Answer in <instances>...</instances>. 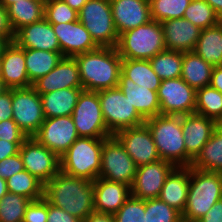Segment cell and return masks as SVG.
<instances>
[{"label": "cell", "instance_id": "1", "mask_svg": "<svg viewBox=\"0 0 222 222\" xmlns=\"http://www.w3.org/2000/svg\"><path fill=\"white\" fill-rule=\"evenodd\" d=\"M44 198L82 221L94 212L93 182L62 171L44 185Z\"/></svg>", "mask_w": 222, "mask_h": 222}, {"label": "cell", "instance_id": "2", "mask_svg": "<svg viewBox=\"0 0 222 222\" xmlns=\"http://www.w3.org/2000/svg\"><path fill=\"white\" fill-rule=\"evenodd\" d=\"M74 58L83 90L98 92L118 87L122 58L116 47H98Z\"/></svg>", "mask_w": 222, "mask_h": 222}, {"label": "cell", "instance_id": "3", "mask_svg": "<svg viewBox=\"0 0 222 222\" xmlns=\"http://www.w3.org/2000/svg\"><path fill=\"white\" fill-rule=\"evenodd\" d=\"M222 198V173L190 166V184L182 218L197 222Z\"/></svg>", "mask_w": 222, "mask_h": 222}, {"label": "cell", "instance_id": "4", "mask_svg": "<svg viewBox=\"0 0 222 222\" xmlns=\"http://www.w3.org/2000/svg\"><path fill=\"white\" fill-rule=\"evenodd\" d=\"M160 159L175 167H186V148L182 132V116L157 115L145 120Z\"/></svg>", "mask_w": 222, "mask_h": 222}, {"label": "cell", "instance_id": "5", "mask_svg": "<svg viewBox=\"0 0 222 222\" xmlns=\"http://www.w3.org/2000/svg\"><path fill=\"white\" fill-rule=\"evenodd\" d=\"M104 139L79 137L60 156V171L92 182L96 180L101 169V151Z\"/></svg>", "mask_w": 222, "mask_h": 222}, {"label": "cell", "instance_id": "6", "mask_svg": "<svg viewBox=\"0 0 222 222\" xmlns=\"http://www.w3.org/2000/svg\"><path fill=\"white\" fill-rule=\"evenodd\" d=\"M116 48L122 59L150 60L166 50L161 23L151 20L121 33Z\"/></svg>", "mask_w": 222, "mask_h": 222}, {"label": "cell", "instance_id": "7", "mask_svg": "<svg viewBox=\"0 0 222 222\" xmlns=\"http://www.w3.org/2000/svg\"><path fill=\"white\" fill-rule=\"evenodd\" d=\"M78 20L98 47H116L119 34L114 25L110 0H88L78 11Z\"/></svg>", "mask_w": 222, "mask_h": 222}, {"label": "cell", "instance_id": "8", "mask_svg": "<svg viewBox=\"0 0 222 222\" xmlns=\"http://www.w3.org/2000/svg\"><path fill=\"white\" fill-rule=\"evenodd\" d=\"M103 119L114 135L125 128L140 126L145 119L137 112L119 87L98 91Z\"/></svg>", "mask_w": 222, "mask_h": 222}, {"label": "cell", "instance_id": "9", "mask_svg": "<svg viewBox=\"0 0 222 222\" xmlns=\"http://www.w3.org/2000/svg\"><path fill=\"white\" fill-rule=\"evenodd\" d=\"M136 169L135 162L114 135L103 140L100 178L124 183L131 187Z\"/></svg>", "mask_w": 222, "mask_h": 222}, {"label": "cell", "instance_id": "10", "mask_svg": "<svg viewBox=\"0 0 222 222\" xmlns=\"http://www.w3.org/2000/svg\"><path fill=\"white\" fill-rule=\"evenodd\" d=\"M71 117L79 137L108 138L113 135L103 119L97 92L82 90Z\"/></svg>", "mask_w": 222, "mask_h": 222}, {"label": "cell", "instance_id": "11", "mask_svg": "<svg viewBox=\"0 0 222 222\" xmlns=\"http://www.w3.org/2000/svg\"><path fill=\"white\" fill-rule=\"evenodd\" d=\"M13 121L27 135L33 137L45 120L40 94L33 86L12 88Z\"/></svg>", "mask_w": 222, "mask_h": 222}, {"label": "cell", "instance_id": "12", "mask_svg": "<svg viewBox=\"0 0 222 222\" xmlns=\"http://www.w3.org/2000/svg\"><path fill=\"white\" fill-rule=\"evenodd\" d=\"M157 94L161 115L183 116L195 113L196 89L181 77L162 80Z\"/></svg>", "mask_w": 222, "mask_h": 222}, {"label": "cell", "instance_id": "13", "mask_svg": "<svg viewBox=\"0 0 222 222\" xmlns=\"http://www.w3.org/2000/svg\"><path fill=\"white\" fill-rule=\"evenodd\" d=\"M24 170L35 176L44 185L60 171V157L40 144L34 137H28L20 146Z\"/></svg>", "mask_w": 222, "mask_h": 222}, {"label": "cell", "instance_id": "14", "mask_svg": "<svg viewBox=\"0 0 222 222\" xmlns=\"http://www.w3.org/2000/svg\"><path fill=\"white\" fill-rule=\"evenodd\" d=\"M33 137L59 157L79 138L71 116L45 118Z\"/></svg>", "mask_w": 222, "mask_h": 222}, {"label": "cell", "instance_id": "15", "mask_svg": "<svg viewBox=\"0 0 222 222\" xmlns=\"http://www.w3.org/2000/svg\"><path fill=\"white\" fill-rule=\"evenodd\" d=\"M114 136L123 145L137 167L160 160L152 134L145 123L120 130Z\"/></svg>", "mask_w": 222, "mask_h": 222}, {"label": "cell", "instance_id": "16", "mask_svg": "<svg viewBox=\"0 0 222 222\" xmlns=\"http://www.w3.org/2000/svg\"><path fill=\"white\" fill-rule=\"evenodd\" d=\"M175 166L165 160H158L137 167L130 187L133 197L148 200L158 198L167 176Z\"/></svg>", "mask_w": 222, "mask_h": 222}, {"label": "cell", "instance_id": "17", "mask_svg": "<svg viewBox=\"0 0 222 222\" xmlns=\"http://www.w3.org/2000/svg\"><path fill=\"white\" fill-rule=\"evenodd\" d=\"M218 123L211 118L192 113L182 116V132L186 148V167H190L193 160L201 152L202 147L210 139Z\"/></svg>", "mask_w": 222, "mask_h": 222}, {"label": "cell", "instance_id": "18", "mask_svg": "<svg viewBox=\"0 0 222 222\" xmlns=\"http://www.w3.org/2000/svg\"><path fill=\"white\" fill-rule=\"evenodd\" d=\"M52 27L64 57H74L98 48L90 33L79 20L52 24Z\"/></svg>", "mask_w": 222, "mask_h": 222}, {"label": "cell", "instance_id": "19", "mask_svg": "<svg viewBox=\"0 0 222 222\" xmlns=\"http://www.w3.org/2000/svg\"><path fill=\"white\" fill-rule=\"evenodd\" d=\"M33 87L40 95L64 88H82L75 58L63 57L47 75L35 81Z\"/></svg>", "mask_w": 222, "mask_h": 222}, {"label": "cell", "instance_id": "20", "mask_svg": "<svg viewBox=\"0 0 222 222\" xmlns=\"http://www.w3.org/2000/svg\"><path fill=\"white\" fill-rule=\"evenodd\" d=\"M110 4L119 35L152 20L149 0H110Z\"/></svg>", "mask_w": 222, "mask_h": 222}, {"label": "cell", "instance_id": "21", "mask_svg": "<svg viewBox=\"0 0 222 222\" xmlns=\"http://www.w3.org/2000/svg\"><path fill=\"white\" fill-rule=\"evenodd\" d=\"M1 61V80L8 89L33 86L26 71L25 48L9 42L3 49Z\"/></svg>", "mask_w": 222, "mask_h": 222}, {"label": "cell", "instance_id": "22", "mask_svg": "<svg viewBox=\"0 0 222 222\" xmlns=\"http://www.w3.org/2000/svg\"><path fill=\"white\" fill-rule=\"evenodd\" d=\"M13 41L21 48L61 53L52 24L45 18L19 29Z\"/></svg>", "mask_w": 222, "mask_h": 222}, {"label": "cell", "instance_id": "23", "mask_svg": "<svg viewBox=\"0 0 222 222\" xmlns=\"http://www.w3.org/2000/svg\"><path fill=\"white\" fill-rule=\"evenodd\" d=\"M166 50L191 52L196 47L201 29L184 18L161 22Z\"/></svg>", "mask_w": 222, "mask_h": 222}, {"label": "cell", "instance_id": "24", "mask_svg": "<svg viewBox=\"0 0 222 222\" xmlns=\"http://www.w3.org/2000/svg\"><path fill=\"white\" fill-rule=\"evenodd\" d=\"M94 184V211L114 215L131 195L130 186L98 177Z\"/></svg>", "mask_w": 222, "mask_h": 222}, {"label": "cell", "instance_id": "25", "mask_svg": "<svg viewBox=\"0 0 222 222\" xmlns=\"http://www.w3.org/2000/svg\"><path fill=\"white\" fill-rule=\"evenodd\" d=\"M118 87L145 120L160 115L157 91L135 84L122 72H120Z\"/></svg>", "mask_w": 222, "mask_h": 222}, {"label": "cell", "instance_id": "26", "mask_svg": "<svg viewBox=\"0 0 222 222\" xmlns=\"http://www.w3.org/2000/svg\"><path fill=\"white\" fill-rule=\"evenodd\" d=\"M190 184V167H175L167 176L158 196L181 215L186 207Z\"/></svg>", "mask_w": 222, "mask_h": 222}, {"label": "cell", "instance_id": "27", "mask_svg": "<svg viewBox=\"0 0 222 222\" xmlns=\"http://www.w3.org/2000/svg\"><path fill=\"white\" fill-rule=\"evenodd\" d=\"M83 88H64L40 95L45 118L71 116Z\"/></svg>", "mask_w": 222, "mask_h": 222}, {"label": "cell", "instance_id": "28", "mask_svg": "<svg viewBox=\"0 0 222 222\" xmlns=\"http://www.w3.org/2000/svg\"><path fill=\"white\" fill-rule=\"evenodd\" d=\"M10 25L16 33L24 26L44 18L45 0H18L7 7Z\"/></svg>", "mask_w": 222, "mask_h": 222}, {"label": "cell", "instance_id": "29", "mask_svg": "<svg viewBox=\"0 0 222 222\" xmlns=\"http://www.w3.org/2000/svg\"><path fill=\"white\" fill-rule=\"evenodd\" d=\"M213 68L194 51L183 53L181 78L194 89L210 85Z\"/></svg>", "mask_w": 222, "mask_h": 222}, {"label": "cell", "instance_id": "30", "mask_svg": "<svg viewBox=\"0 0 222 222\" xmlns=\"http://www.w3.org/2000/svg\"><path fill=\"white\" fill-rule=\"evenodd\" d=\"M194 52L213 66L222 65V21L201 30Z\"/></svg>", "mask_w": 222, "mask_h": 222}, {"label": "cell", "instance_id": "31", "mask_svg": "<svg viewBox=\"0 0 222 222\" xmlns=\"http://www.w3.org/2000/svg\"><path fill=\"white\" fill-rule=\"evenodd\" d=\"M59 52L25 48V64L29 81L33 84L47 75L63 58Z\"/></svg>", "mask_w": 222, "mask_h": 222}, {"label": "cell", "instance_id": "32", "mask_svg": "<svg viewBox=\"0 0 222 222\" xmlns=\"http://www.w3.org/2000/svg\"><path fill=\"white\" fill-rule=\"evenodd\" d=\"M191 167L222 173V129L219 126L193 160Z\"/></svg>", "mask_w": 222, "mask_h": 222}, {"label": "cell", "instance_id": "33", "mask_svg": "<svg viewBox=\"0 0 222 222\" xmlns=\"http://www.w3.org/2000/svg\"><path fill=\"white\" fill-rule=\"evenodd\" d=\"M121 72L135 84L158 91L161 79L153 71L149 60L122 59Z\"/></svg>", "mask_w": 222, "mask_h": 222}, {"label": "cell", "instance_id": "34", "mask_svg": "<svg viewBox=\"0 0 222 222\" xmlns=\"http://www.w3.org/2000/svg\"><path fill=\"white\" fill-rule=\"evenodd\" d=\"M6 185L9 193L25 196L31 201L44 197V184L27 170L6 179Z\"/></svg>", "mask_w": 222, "mask_h": 222}, {"label": "cell", "instance_id": "35", "mask_svg": "<svg viewBox=\"0 0 222 222\" xmlns=\"http://www.w3.org/2000/svg\"><path fill=\"white\" fill-rule=\"evenodd\" d=\"M153 71L161 80L181 77L183 52L165 50L150 60Z\"/></svg>", "mask_w": 222, "mask_h": 222}, {"label": "cell", "instance_id": "36", "mask_svg": "<svg viewBox=\"0 0 222 222\" xmlns=\"http://www.w3.org/2000/svg\"><path fill=\"white\" fill-rule=\"evenodd\" d=\"M195 113L222 121V93L210 85L196 90Z\"/></svg>", "mask_w": 222, "mask_h": 222}, {"label": "cell", "instance_id": "37", "mask_svg": "<svg viewBox=\"0 0 222 222\" xmlns=\"http://www.w3.org/2000/svg\"><path fill=\"white\" fill-rule=\"evenodd\" d=\"M183 18L189 20L201 30L221 22L220 17L205 0H191Z\"/></svg>", "mask_w": 222, "mask_h": 222}, {"label": "cell", "instance_id": "38", "mask_svg": "<svg viewBox=\"0 0 222 222\" xmlns=\"http://www.w3.org/2000/svg\"><path fill=\"white\" fill-rule=\"evenodd\" d=\"M30 201L25 196L7 192L0 199V222H23Z\"/></svg>", "mask_w": 222, "mask_h": 222}, {"label": "cell", "instance_id": "39", "mask_svg": "<svg viewBox=\"0 0 222 222\" xmlns=\"http://www.w3.org/2000/svg\"><path fill=\"white\" fill-rule=\"evenodd\" d=\"M151 18L162 22L175 18H183L184 12L191 0H149Z\"/></svg>", "mask_w": 222, "mask_h": 222}, {"label": "cell", "instance_id": "40", "mask_svg": "<svg viewBox=\"0 0 222 222\" xmlns=\"http://www.w3.org/2000/svg\"><path fill=\"white\" fill-rule=\"evenodd\" d=\"M181 214L159 198L145 200V222H177Z\"/></svg>", "mask_w": 222, "mask_h": 222}, {"label": "cell", "instance_id": "41", "mask_svg": "<svg viewBox=\"0 0 222 222\" xmlns=\"http://www.w3.org/2000/svg\"><path fill=\"white\" fill-rule=\"evenodd\" d=\"M44 18L51 24L78 21V12L62 0H45Z\"/></svg>", "mask_w": 222, "mask_h": 222}, {"label": "cell", "instance_id": "42", "mask_svg": "<svg viewBox=\"0 0 222 222\" xmlns=\"http://www.w3.org/2000/svg\"><path fill=\"white\" fill-rule=\"evenodd\" d=\"M113 216L115 222H145V200L130 195Z\"/></svg>", "mask_w": 222, "mask_h": 222}, {"label": "cell", "instance_id": "43", "mask_svg": "<svg viewBox=\"0 0 222 222\" xmlns=\"http://www.w3.org/2000/svg\"><path fill=\"white\" fill-rule=\"evenodd\" d=\"M48 201L43 197L30 201L24 213L23 222H47Z\"/></svg>", "mask_w": 222, "mask_h": 222}, {"label": "cell", "instance_id": "44", "mask_svg": "<svg viewBox=\"0 0 222 222\" xmlns=\"http://www.w3.org/2000/svg\"><path fill=\"white\" fill-rule=\"evenodd\" d=\"M27 135L19 128L13 119L0 122V139L9 142H24Z\"/></svg>", "mask_w": 222, "mask_h": 222}, {"label": "cell", "instance_id": "45", "mask_svg": "<svg viewBox=\"0 0 222 222\" xmlns=\"http://www.w3.org/2000/svg\"><path fill=\"white\" fill-rule=\"evenodd\" d=\"M23 170L24 165L19 153L0 161V177L5 180Z\"/></svg>", "mask_w": 222, "mask_h": 222}, {"label": "cell", "instance_id": "46", "mask_svg": "<svg viewBox=\"0 0 222 222\" xmlns=\"http://www.w3.org/2000/svg\"><path fill=\"white\" fill-rule=\"evenodd\" d=\"M47 222H83L82 220L72 216L62 208H58L48 202Z\"/></svg>", "mask_w": 222, "mask_h": 222}, {"label": "cell", "instance_id": "47", "mask_svg": "<svg viewBox=\"0 0 222 222\" xmlns=\"http://www.w3.org/2000/svg\"><path fill=\"white\" fill-rule=\"evenodd\" d=\"M13 118L12 89L0 95V122Z\"/></svg>", "mask_w": 222, "mask_h": 222}, {"label": "cell", "instance_id": "48", "mask_svg": "<svg viewBox=\"0 0 222 222\" xmlns=\"http://www.w3.org/2000/svg\"><path fill=\"white\" fill-rule=\"evenodd\" d=\"M15 33L10 25L7 8L0 4V37L5 38L8 42L14 40Z\"/></svg>", "mask_w": 222, "mask_h": 222}, {"label": "cell", "instance_id": "49", "mask_svg": "<svg viewBox=\"0 0 222 222\" xmlns=\"http://www.w3.org/2000/svg\"><path fill=\"white\" fill-rule=\"evenodd\" d=\"M197 222H222V198Z\"/></svg>", "mask_w": 222, "mask_h": 222}, {"label": "cell", "instance_id": "50", "mask_svg": "<svg viewBox=\"0 0 222 222\" xmlns=\"http://www.w3.org/2000/svg\"><path fill=\"white\" fill-rule=\"evenodd\" d=\"M22 144L23 142H9L0 139V161L19 153Z\"/></svg>", "mask_w": 222, "mask_h": 222}, {"label": "cell", "instance_id": "51", "mask_svg": "<svg viewBox=\"0 0 222 222\" xmlns=\"http://www.w3.org/2000/svg\"><path fill=\"white\" fill-rule=\"evenodd\" d=\"M210 86L222 93V65L214 66Z\"/></svg>", "mask_w": 222, "mask_h": 222}, {"label": "cell", "instance_id": "52", "mask_svg": "<svg viewBox=\"0 0 222 222\" xmlns=\"http://www.w3.org/2000/svg\"><path fill=\"white\" fill-rule=\"evenodd\" d=\"M83 222H115L112 214L92 212L89 214Z\"/></svg>", "mask_w": 222, "mask_h": 222}, {"label": "cell", "instance_id": "53", "mask_svg": "<svg viewBox=\"0 0 222 222\" xmlns=\"http://www.w3.org/2000/svg\"><path fill=\"white\" fill-rule=\"evenodd\" d=\"M222 20V0H205Z\"/></svg>", "mask_w": 222, "mask_h": 222}, {"label": "cell", "instance_id": "54", "mask_svg": "<svg viewBox=\"0 0 222 222\" xmlns=\"http://www.w3.org/2000/svg\"><path fill=\"white\" fill-rule=\"evenodd\" d=\"M77 12L87 3L88 0H62Z\"/></svg>", "mask_w": 222, "mask_h": 222}, {"label": "cell", "instance_id": "55", "mask_svg": "<svg viewBox=\"0 0 222 222\" xmlns=\"http://www.w3.org/2000/svg\"><path fill=\"white\" fill-rule=\"evenodd\" d=\"M6 180L0 177V199L7 193Z\"/></svg>", "mask_w": 222, "mask_h": 222}, {"label": "cell", "instance_id": "56", "mask_svg": "<svg viewBox=\"0 0 222 222\" xmlns=\"http://www.w3.org/2000/svg\"><path fill=\"white\" fill-rule=\"evenodd\" d=\"M18 0H0V4L4 7L7 8L11 4L15 3Z\"/></svg>", "mask_w": 222, "mask_h": 222}, {"label": "cell", "instance_id": "57", "mask_svg": "<svg viewBox=\"0 0 222 222\" xmlns=\"http://www.w3.org/2000/svg\"><path fill=\"white\" fill-rule=\"evenodd\" d=\"M9 42L3 38V37H0V56L2 55V52H3V49L4 47L8 44Z\"/></svg>", "mask_w": 222, "mask_h": 222}, {"label": "cell", "instance_id": "58", "mask_svg": "<svg viewBox=\"0 0 222 222\" xmlns=\"http://www.w3.org/2000/svg\"><path fill=\"white\" fill-rule=\"evenodd\" d=\"M8 88L5 86L4 82L0 79V95H2Z\"/></svg>", "mask_w": 222, "mask_h": 222}, {"label": "cell", "instance_id": "59", "mask_svg": "<svg viewBox=\"0 0 222 222\" xmlns=\"http://www.w3.org/2000/svg\"><path fill=\"white\" fill-rule=\"evenodd\" d=\"M177 222H192V221L183 219V218L181 217Z\"/></svg>", "mask_w": 222, "mask_h": 222}, {"label": "cell", "instance_id": "60", "mask_svg": "<svg viewBox=\"0 0 222 222\" xmlns=\"http://www.w3.org/2000/svg\"><path fill=\"white\" fill-rule=\"evenodd\" d=\"M1 68H2V61H1V56H0V79H1Z\"/></svg>", "mask_w": 222, "mask_h": 222}, {"label": "cell", "instance_id": "61", "mask_svg": "<svg viewBox=\"0 0 222 222\" xmlns=\"http://www.w3.org/2000/svg\"><path fill=\"white\" fill-rule=\"evenodd\" d=\"M218 126L222 129V121L218 123Z\"/></svg>", "mask_w": 222, "mask_h": 222}]
</instances>
